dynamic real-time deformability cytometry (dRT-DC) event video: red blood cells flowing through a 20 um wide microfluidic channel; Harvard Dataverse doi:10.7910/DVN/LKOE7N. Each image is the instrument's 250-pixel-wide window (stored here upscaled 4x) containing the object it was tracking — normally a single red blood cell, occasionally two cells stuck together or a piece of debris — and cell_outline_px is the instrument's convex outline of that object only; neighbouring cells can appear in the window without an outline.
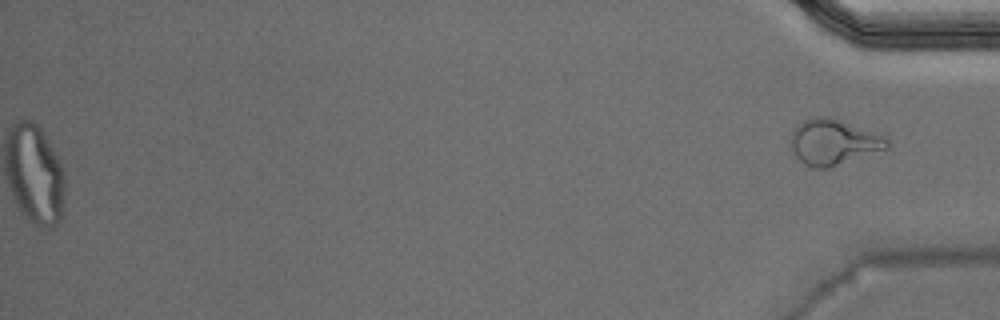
{"species": "Egyptian fruit bat (a non-hibernating species)", "species_latin": "Rousettus aegyptiacus", "temperature_condition": "warm", "stored_images_in_passage": 41, "segment_of_instrument_passage": [2, 2], "camera_frame_rate_fps": 3000, "um_per_image_px": 0.085, "animal": {"sex": "male"}, "frame": {"image": 1, "passage_image": 41, "time_ms": 13.333, "image_size_px": [1000, 320], "cell_outline_px": [[888, 148], [828, 168], [816, 168], [804, 164], [796, 156], [792, 148], [792, 132], [804, 120], [816, 116], [828, 116], [876, 132], [884, 136], [888, 140]], "centroid_in_image_um": [70.86, 12.07], "position_along_channel_um": 364.3, "area_um2": 25.14}}